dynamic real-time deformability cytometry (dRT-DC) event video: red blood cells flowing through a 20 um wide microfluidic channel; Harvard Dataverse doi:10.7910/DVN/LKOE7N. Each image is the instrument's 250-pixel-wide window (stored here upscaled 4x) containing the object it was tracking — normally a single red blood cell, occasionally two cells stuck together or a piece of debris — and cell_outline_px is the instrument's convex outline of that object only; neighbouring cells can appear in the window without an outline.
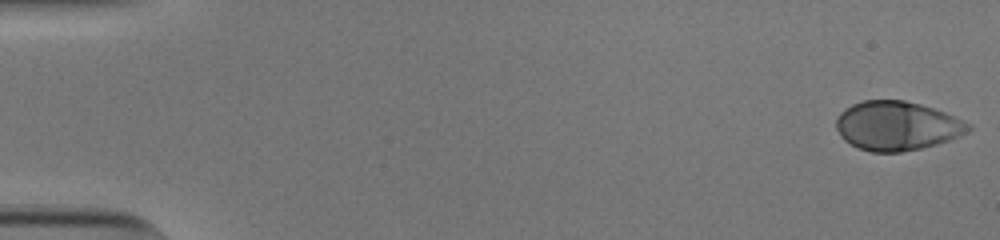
{"species": "human", "species_latin": "Homo sapiens", "temperature_condition": "cold", "stored_images_in_passage": 54, "camera_frame_rate_fps": 3000, "um_per_image_px": 0.085, "donor": {"sex": "male"}, "frame": {"image": 1, "passage_image": 1, "time_ms": 0.0, "image_size_px": [1000, 240], "cell_outline_px": [[972, 128], [968, 132], [960, 136], [936, 144], [920, 148], [900, 152], [872, 152], [856, 148], [844, 140], [840, 136], [836, 128], [836, 116], [844, 108], [852, 104], [864, 100], [904, 100], [920, 104], [944, 112], [972, 124]], "centroid_in_image_um": [76.21, 10.7], "position_along_channel_um": 8.8, "area_um2": 37.97}}
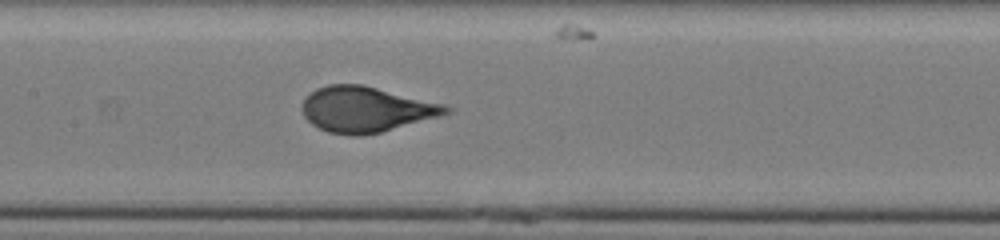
{"frame": {"image": 2, "passage_image": 27, "time_ms": 8.667, "image_size_px": [1000, 240], "cell_outline_px": [[452, 112], [440, 116], [380, 132], [360, 136], [352, 136], [328, 132], [312, 124], [304, 116], [304, 100], [316, 88], [328, 84], [364, 84], [444, 104], [452, 108]], "centroid_in_image_um": [31.14, 9.29], "position_along_channel_um": 176.3, "area_um2": 37.92}}
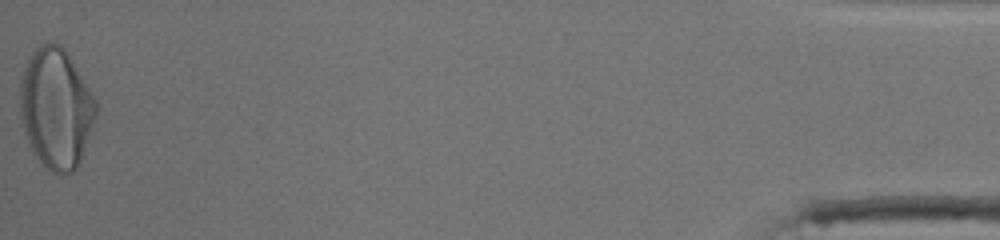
{"frame": {"image": 3, "passage_image": 54, "time_ms": 17.667, "image_size_px": [1000, 240], "cell_outline_px": [[96, 116], [80, 164], [72, 172], [64, 176], [60, 176], [52, 172], [36, 156], [28, 144], [24, 136], [20, 120], [20, 80], [28, 56], [40, 44], [52, 40], [60, 44], [64, 48], [96, 100]], "centroid_in_image_um": [4.74, 9.22], "position_along_channel_um": 430.5, "area_um2": 53.7}}